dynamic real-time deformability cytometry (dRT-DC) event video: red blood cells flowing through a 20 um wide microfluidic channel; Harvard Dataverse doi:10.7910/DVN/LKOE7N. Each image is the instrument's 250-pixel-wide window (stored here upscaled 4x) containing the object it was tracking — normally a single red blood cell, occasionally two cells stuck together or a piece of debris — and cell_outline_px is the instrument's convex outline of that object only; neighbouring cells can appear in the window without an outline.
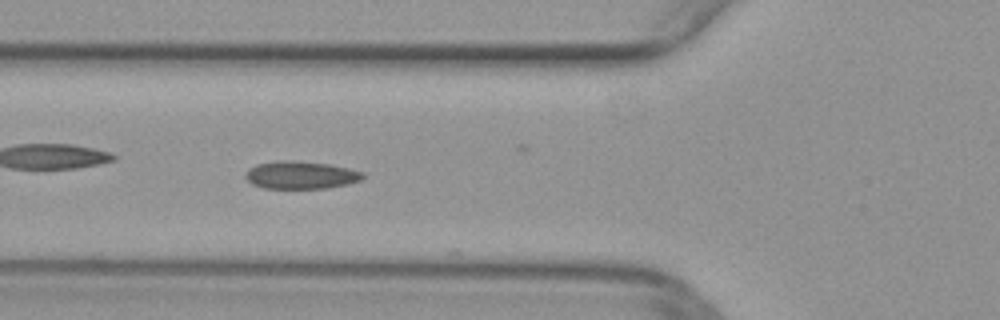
{"species": "common noctule bat (a hibernating species)", "species_latin": "Nyctalus noctula", "temperature_condition": "warm", "stored_images_in_passage": 50, "camera_frame_rate_fps": 3000, "um_per_image_px": 0.085, "animal": {"sex": "female", "body_mass_g": 29.2, "forearm_length_mm": 56.3}, "frame": {"image": 1, "passage_image": 18, "time_ms": 5.667, "image_size_px": [1000, 320], "cell_outline_px": [[364, 176], [360, 180], [348, 184], [328, 188], [264, 188], [252, 184], [244, 176], [244, 172], [248, 168], [256, 164], [276, 160], [292, 160], [332, 164], [364, 172]], "centroid_in_image_um": [25.54, 14.86], "position_along_channel_um": 100.3, "area_um2": 19.19}}
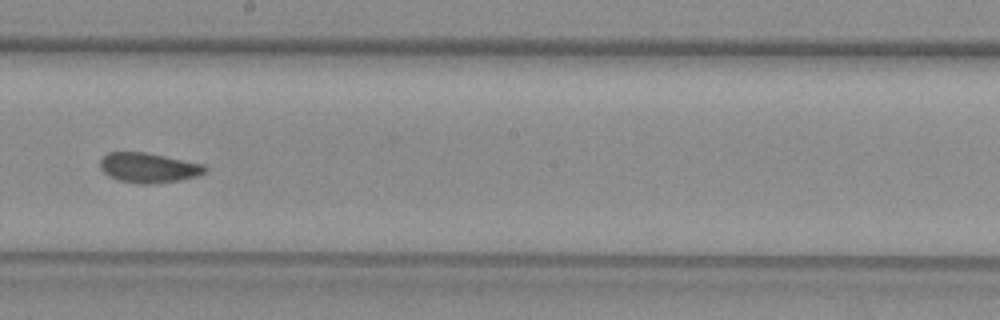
{"frame": {"image": 2, "passage_image": 28, "time_ms": 9.0, "image_size_px": [1000, 320], "cell_outline_px": [[208, 172], [196, 176], [180, 180], [148, 184], [136, 184], [116, 180], [108, 176], [100, 168], [100, 160], [108, 152], [144, 152], [204, 164], [208, 168]], "centroid_in_image_um": [12.62, 14.27], "position_along_channel_um": 235.6, "area_um2": 18.38}}
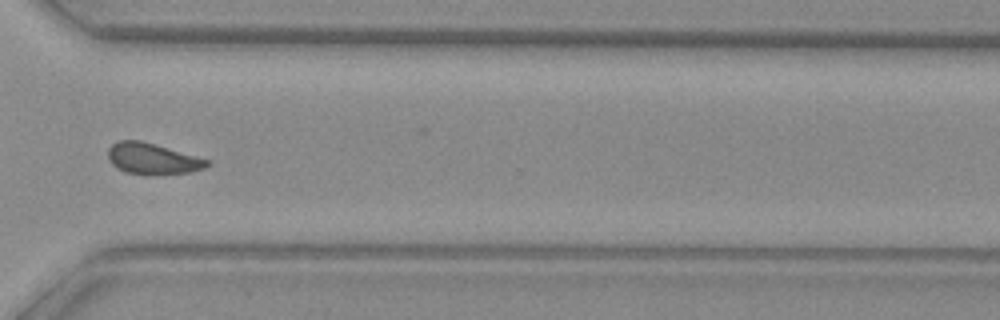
{"frame": {"image": 3, "passage_image": 37, "time_ms": 12.0, "image_size_px": [1000, 320], "cell_outline_px": [[212, 164], [204, 168], [188, 172], [152, 176], [148, 176], [124, 172], [116, 168], [108, 160], [108, 148], [112, 144], [120, 140], [140, 140], [212, 160]], "centroid_in_image_um": [12.97, 13.51], "position_along_channel_um": 357.6, "area_um2": 18.38}}